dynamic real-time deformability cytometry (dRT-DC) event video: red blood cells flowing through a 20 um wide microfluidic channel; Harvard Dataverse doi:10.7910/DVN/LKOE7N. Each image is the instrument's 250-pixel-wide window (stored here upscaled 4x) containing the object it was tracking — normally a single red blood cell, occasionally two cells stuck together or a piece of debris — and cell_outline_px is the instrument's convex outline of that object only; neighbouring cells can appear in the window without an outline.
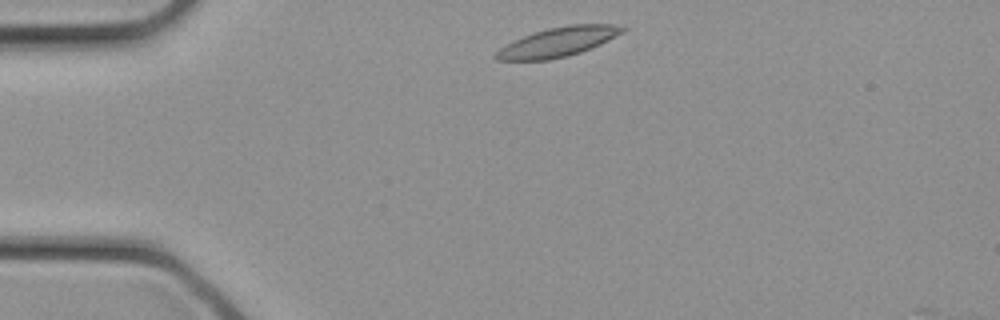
{"species": "common noctule bat (a hibernating species)", "species_latin": "Nyctalus noctula", "temperature_condition": "cold", "stored_images_in_passage": 27, "camera_frame_rate_fps": 3000, "um_per_image_px": 0.085, "animal": {"sex": "female", "body_mass_g": 21.9}, "frame": {"image": 1, "passage_image": 1, "time_ms": 0.0, "image_size_px": [1000, 320], "cell_outline_px": [[628, 28], [624, 32], [600, 44], [580, 52], [568, 56], [548, 60], [496, 60], [492, 56], [500, 48], [532, 32], [548, 28], [572, 24], [612, 24]], "centroid_in_image_um": [47.44, 3.56], "position_along_channel_um": 37.6, "area_um2": 21.5}}
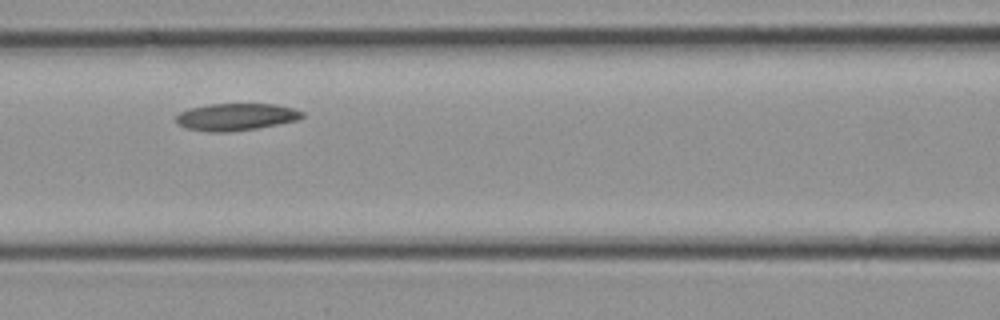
{"frame": {"image": 2, "passage_image": 8, "time_ms": 2.333, "image_size_px": [1000, 320], "cell_outline_px": [[304, 116], [300, 120], [256, 128], [228, 132], [208, 132], [184, 128], [176, 124], [176, 116], [180, 112], [188, 108], [208, 104], [276, 104], [292, 108], [304, 112]], "centroid_in_image_um": [20.03, 9.94], "position_along_channel_um": 146.6, "area_um2": 20.17}}
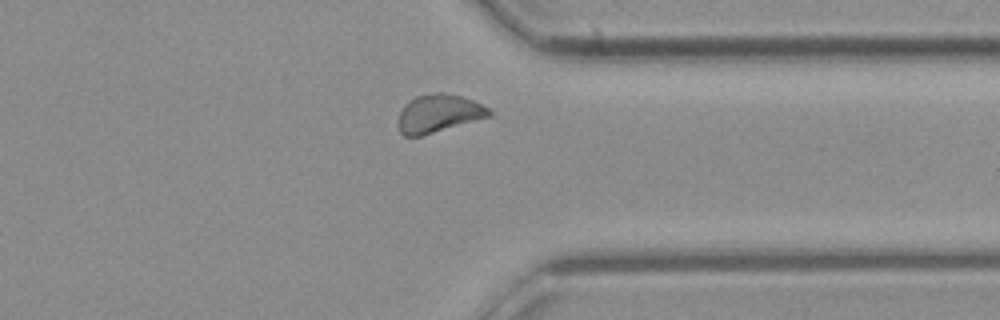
{"frame": {"image": 3, "passage_image": 19, "time_ms": 6.0, "image_size_px": [1000, 320], "cell_outline_px": [[492, 116], [420, 136], [404, 136], [400, 132], [396, 124], [396, 120], [404, 104], [416, 96], [436, 92], [444, 92], [460, 96], [472, 100], [488, 108], [492, 112]], "centroid_in_image_um": [37.24, 9.65], "position_along_channel_um": 374.2, "area_um2": 20.23}}